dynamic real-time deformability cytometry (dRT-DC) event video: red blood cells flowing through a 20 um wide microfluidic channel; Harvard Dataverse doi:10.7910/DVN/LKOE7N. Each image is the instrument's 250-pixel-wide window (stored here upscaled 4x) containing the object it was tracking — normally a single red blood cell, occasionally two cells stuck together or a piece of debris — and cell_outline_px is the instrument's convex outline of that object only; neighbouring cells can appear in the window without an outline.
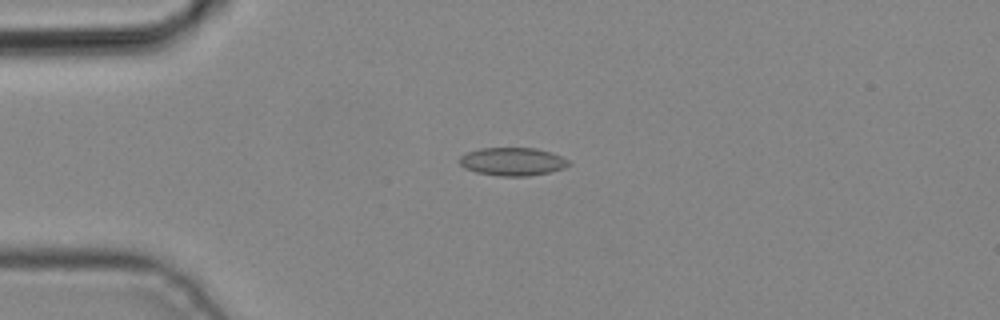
{"species": "common noctule bat (a hibernating species)", "species_latin": "Nyctalus noctula", "temperature_condition": "cold", "stored_images_in_passage": 2, "camera_frame_rate_fps": 3000, "um_per_image_px": 0.085, "animal": {"sex": "male", "body_mass_g": 19.2, "forearm_length_mm": 51.8}, "frame": {"image": 1, "passage_image": 1, "time_ms": 0.0, "image_size_px": [1000, 320], "cell_outline_px": [[572, 164], [564, 168], [548, 172], [528, 176], [500, 176], [476, 172], [464, 168], [456, 160], [460, 156], [468, 152], [480, 148], [536, 148], [560, 156], [568, 160]], "centroid_in_image_um": [43.52, 13.73], "position_along_channel_um": 41.5, "area_um2": 17.86}}
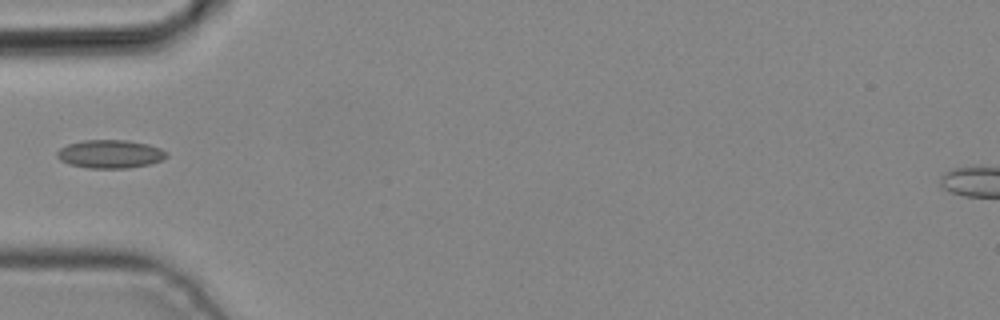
{"frame": {"image": 2, "passage_image": 2, "time_ms": 0.333, "image_size_px": [1000, 320], "cell_outline_px": [[168, 156], [160, 160], [148, 164], [128, 168], [88, 168], [68, 164], [60, 160], [56, 156], [56, 152], [60, 148], [68, 144], [84, 140], [128, 140], [148, 144], [160, 148], [168, 152]], "centroid_in_image_um": [9.35, 13.09], "position_along_channel_um": 75.7, "area_um2": 18.09}}